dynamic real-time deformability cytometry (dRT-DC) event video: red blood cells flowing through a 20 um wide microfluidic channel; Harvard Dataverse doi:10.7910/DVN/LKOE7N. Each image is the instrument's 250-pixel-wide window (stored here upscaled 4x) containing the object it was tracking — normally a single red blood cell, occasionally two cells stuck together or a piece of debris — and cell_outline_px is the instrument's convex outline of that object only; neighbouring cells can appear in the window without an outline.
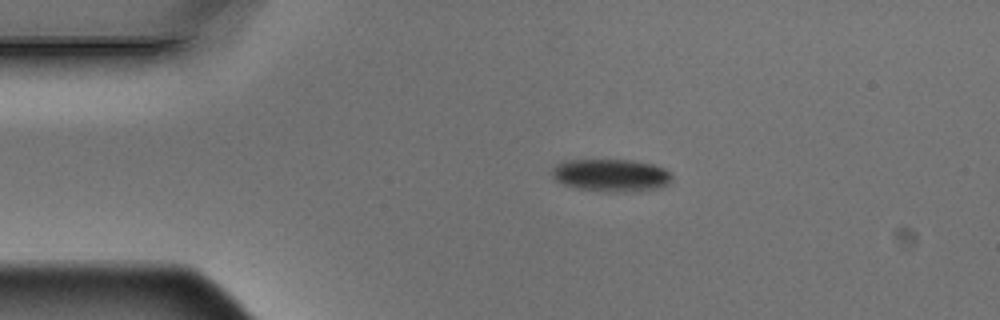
{"species": "Egyptian fruit bat (a non-hibernating species)", "species_latin": "Rousettus aegyptiacus", "temperature_condition": "warm", "stored_images_in_passage": 4, "camera_frame_rate_fps": 3000, "um_per_image_px": 0.085, "animal": {"sex": "male"}, "frame": {"image": 1, "passage_image": 3, "time_ms": 0.667, "image_size_px": [1000, 320], "cell_outline_px": [[672, 180], [668, 184], [660, 188], [620, 192], [604, 192], [572, 188], [556, 180], [552, 176], [552, 168], [556, 164], [564, 160], [632, 160], [652, 164], [664, 168], [672, 176]], "centroid_in_image_um": [51.91, 14.9], "position_along_channel_um": 33.1, "area_um2": 22.95}}